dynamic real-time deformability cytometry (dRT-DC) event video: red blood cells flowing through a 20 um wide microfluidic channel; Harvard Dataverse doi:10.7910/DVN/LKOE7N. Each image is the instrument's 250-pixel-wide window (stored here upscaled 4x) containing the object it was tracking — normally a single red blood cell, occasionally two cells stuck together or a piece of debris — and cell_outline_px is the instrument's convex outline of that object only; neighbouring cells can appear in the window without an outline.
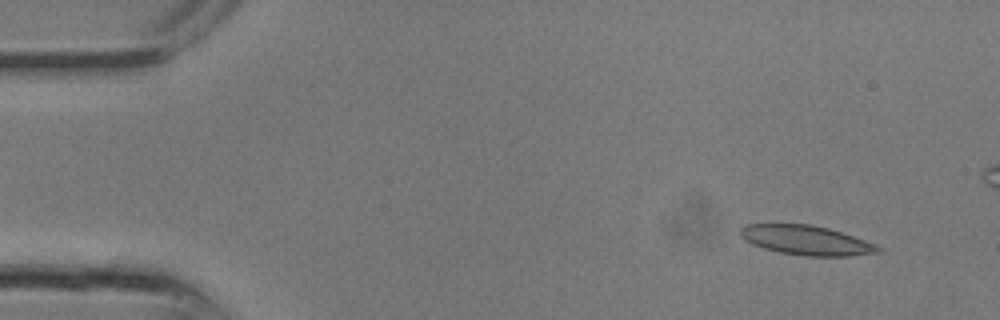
{"species": "common noctule bat (a hibernating species)", "species_latin": "Nyctalus noctula", "temperature_condition": "room temperature", "stored_images_in_passage": 13, "camera_frame_rate_fps": 3000, "um_per_image_px": 0.085, "animal": {"sex": "male", "body_mass_g": 13.3}, "frame": {"image": 1, "passage_image": 1, "time_ms": 0.0, "image_size_px": [1000, 320], "cell_outline_px": [[884, 252], [848, 256], [804, 256], [780, 252], [764, 248], [752, 244], [740, 236], [740, 228], [748, 224], [812, 224], [828, 228], [876, 244], [884, 248]], "centroid_in_image_um": [68.57, 20.43], "position_along_channel_um": 16.4, "area_um2": 23.7}}
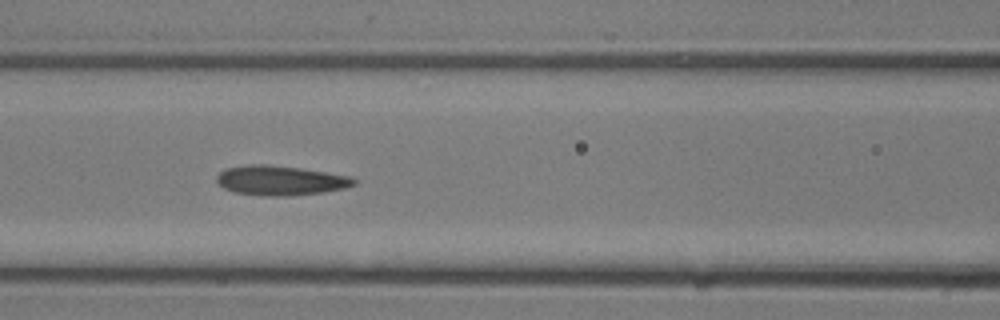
{"frame": {"image": 2, "passage_image": 10, "time_ms": 3.0, "image_size_px": [1000, 320], "cell_outline_px": [[356, 184], [344, 188], [324, 192], [284, 196], [264, 196], [236, 192], [224, 188], [216, 180], [216, 176], [224, 168], [248, 164], [268, 164], [300, 168], [352, 176], [356, 180]], "centroid_in_image_um": [23.83, 15.33], "position_along_channel_um": 142.8, "area_um2": 23.76}}
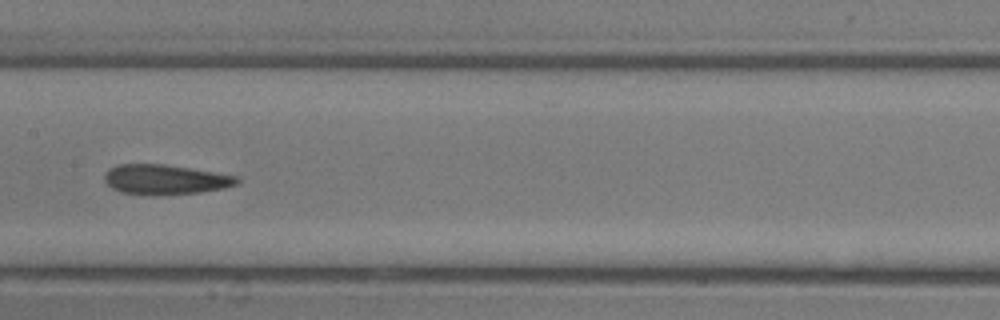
{"frame": {"image": 3, "passage_image": 12, "time_ms": 3.667, "image_size_px": [1000, 320], "cell_outline_px": [[240, 180], [236, 184], [224, 188], [200, 192], [120, 192], [112, 188], [104, 180], [104, 176], [108, 168], [116, 164], [164, 164], [236, 176]], "centroid_in_image_um": [14.01, 15.2], "position_along_channel_um": 193.4, "area_um2": 21.91}}